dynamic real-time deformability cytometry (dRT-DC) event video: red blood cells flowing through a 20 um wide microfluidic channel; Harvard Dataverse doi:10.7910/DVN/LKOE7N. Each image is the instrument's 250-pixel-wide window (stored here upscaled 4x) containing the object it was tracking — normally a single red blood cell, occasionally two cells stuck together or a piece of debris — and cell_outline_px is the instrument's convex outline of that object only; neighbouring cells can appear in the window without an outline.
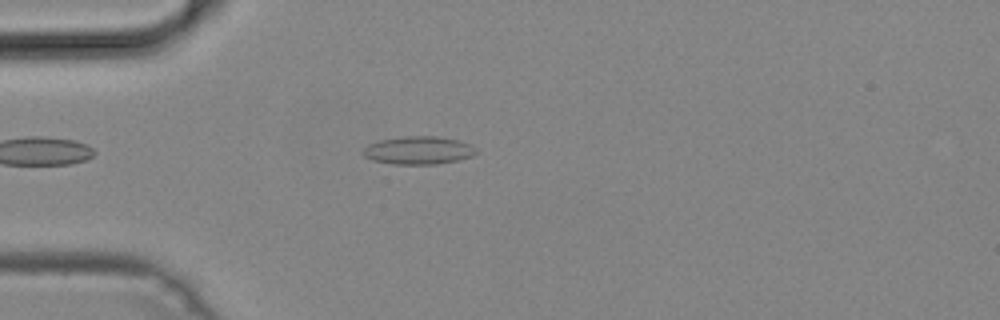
{"species": "common noctule bat (a hibernating species)", "species_latin": "Nyctalus noctula", "temperature_condition": "cold", "stored_images_in_passage": 18, "camera_frame_rate_fps": 3000, "um_per_image_px": 0.085, "animal": {"sex": "male", "body_mass_g": 19.2, "forearm_length_mm": 51.8}, "frame": {"image": 1, "passage_image": 1, "time_ms": 0.0, "image_size_px": [1000, 320], "cell_outline_px": [[476, 152], [472, 156], [460, 160], [436, 164], [392, 164], [372, 160], [364, 156], [360, 152], [368, 144], [380, 140], [404, 136], [436, 136], [460, 140], [472, 144], [476, 148]], "centroid_in_image_um": [35.57, 12.77], "position_along_channel_um": 49.4, "area_um2": 18.67}}
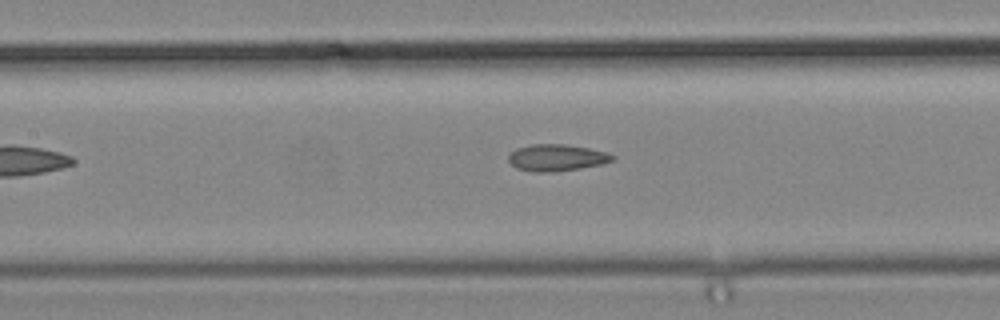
{"frame": {"image": 2, "passage_image": 10, "time_ms": 3.0, "image_size_px": [1000, 320], "cell_outline_px": [[616, 160], [600, 164], [580, 168], [556, 172], [532, 172], [516, 168], [508, 160], [508, 156], [516, 148], [532, 144], [564, 144], [588, 148], [608, 152], [616, 156]], "centroid_in_image_um": [47.33, 13.4], "position_along_channel_um": 160.1, "area_um2": 16.3}}
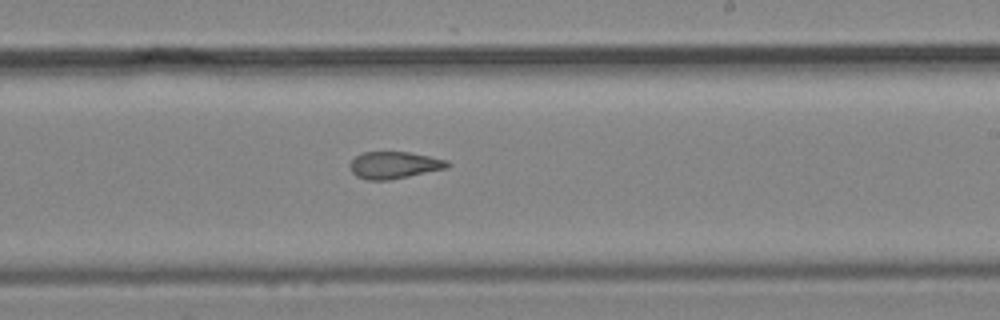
{"frame": {"image": 3, "passage_image": 17, "time_ms": 5.333, "image_size_px": [1000, 320], "cell_outline_px": [[452, 164], [448, 168], [388, 180], [368, 180], [356, 176], [352, 172], [348, 164], [356, 156], [364, 152], [408, 152], [448, 160]], "centroid_in_image_um": [33.51, 14.03], "position_along_channel_um": 255.5, "area_um2": 15.32}}